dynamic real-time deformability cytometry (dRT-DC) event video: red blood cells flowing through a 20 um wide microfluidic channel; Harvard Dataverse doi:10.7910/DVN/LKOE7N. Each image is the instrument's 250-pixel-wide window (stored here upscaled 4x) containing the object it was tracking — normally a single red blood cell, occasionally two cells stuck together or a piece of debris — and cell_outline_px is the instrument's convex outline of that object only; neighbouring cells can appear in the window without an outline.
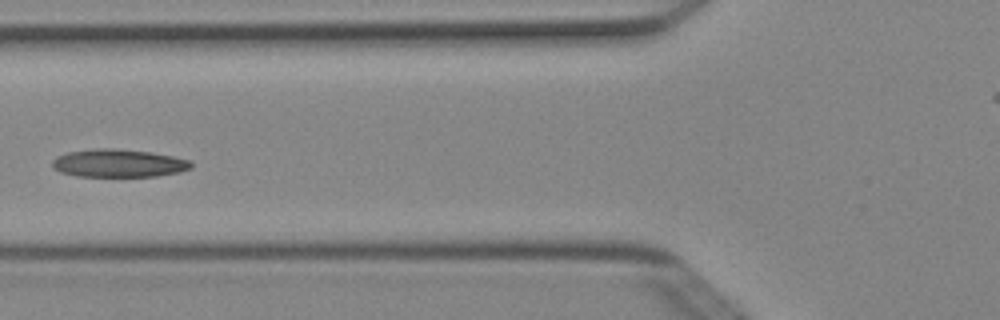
{"species": "Egyptian fruit bat (a non-hibernating species)", "species_latin": "Rousettus aegyptiacus", "temperature_condition": "cold", "stored_images_in_passage": 4, "camera_frame_rate_fps": 3000, "um_per_image_px": 0.085, "animal": {"sex": "female"}, "frame": {"image": 1, "passage_image": 3, "time_ms": 0.667, "image_size_px": [1000, 320], "cell_outline_px": [[192, 168], [180, 172], [156, 176], [76, 176], [60, 172], [52, 168], [52, 160], [56, 156], [68, 152], [96, 148], [116, 148], [152, 152], [192, 160]], "centroid_in_image_um": [10.08, 13.87], "position_along_channel_um": 115.7, "area_um2": 22.83}}
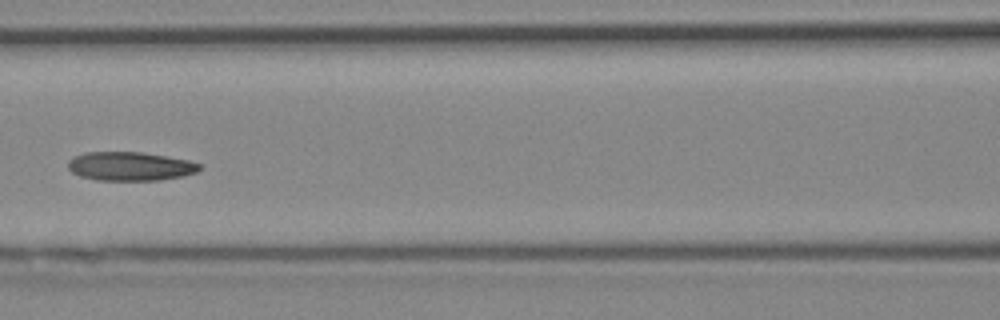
{"frame": {"image": 2, "passage_image": 4, "time_ms": 1.0, "image_size_px": [1000, 320], "cell_outline_px": [[200, 168], [196, 172], [180, 176], [160, 180], [96, 180], [80, 176], [72, 172], [68, 168], [68, 160], [72, 156], [84, 152], [140, 152], [188, 160], [200, 164]], "centroid_in_image_um": [11.0, 14.13], "position_along_channel_um": 155.6, "area_um2": 21.96}}